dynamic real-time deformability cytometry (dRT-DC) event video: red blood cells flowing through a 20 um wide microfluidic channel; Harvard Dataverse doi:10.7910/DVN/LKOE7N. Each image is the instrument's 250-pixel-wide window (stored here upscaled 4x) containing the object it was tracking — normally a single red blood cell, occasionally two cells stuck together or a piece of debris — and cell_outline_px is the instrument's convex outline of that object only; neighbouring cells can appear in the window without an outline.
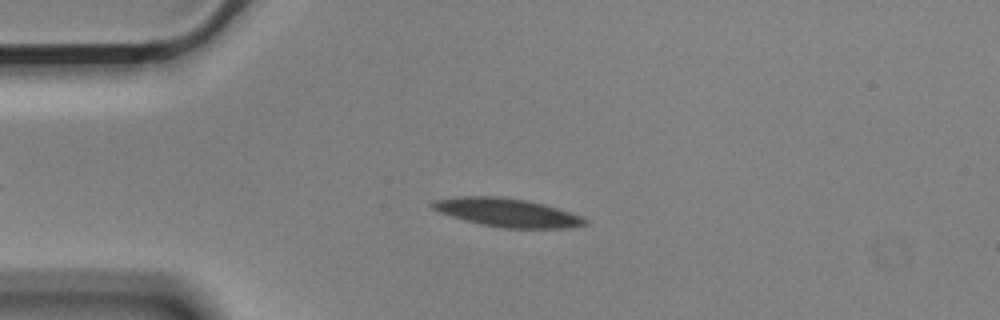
{"species": "Egyptian fruit bat (a non-hibernating species)", "species_latin": "Rousettus aegyptiacus", "temperature_condition": "cold", "stored_images_in_passage": 46, "camera_frame_rate_fps": 3000, "um_per_image_px": 0.085, "animal": {"sex": "male"}, "frame": {"image": 1, "passage_image": 13, "time_ms": 4.0, "image_size_px": [1000, 320], "cell_outline_px": [[588, 224], [568, 228], [504, 228], [480, 224], [452, 216], [440, 212], [432, 208], [428, 204], [432, 200], [460, 196], [500, 196], [528, 200], [544, 204], [580, 216], [588, 220]], "centroid_in_image_um": [43.08, 18.06], "position_along_channel_um": 41.9, "area_um2": 25.26}}
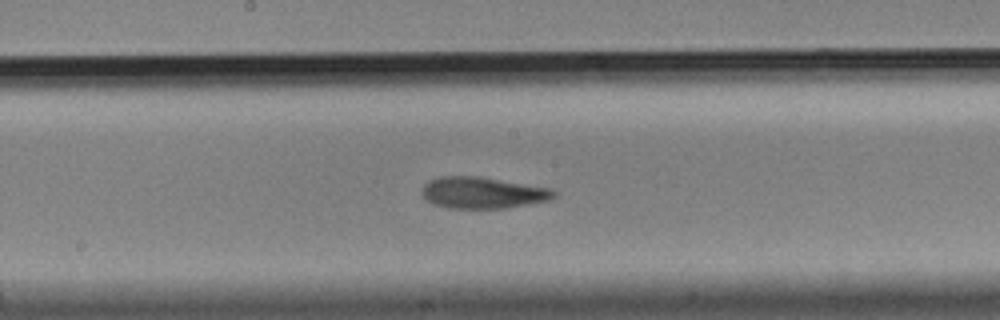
{"frame": {"image": 2, "passage_image": 29, "time_ms": 9.333, "image_size_px": [1000, 320], "cell_outline_px": [[556, 196], [548, 200], [528, 204], [504, 208], [448, 208], [432, 204], [420, 192], [424, 184], [428, 180], [440, 176], [480, 176], [552, 188], [556, 192]], "centroid_in_image_um": [41.01, 16.37], "position_along_channel_um": 207.2, "area_um2": 24.33}}
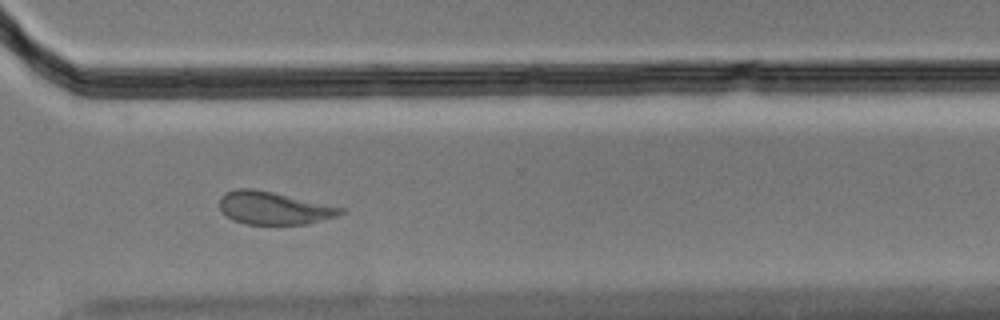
{"frame": {"image": 3, "passage_image": 41, "time_ms": 13.333, "image_size_px": [1000, 320], "cell_outline_px": [[344, 212], [336, 216], [308, 224], [244, 224], [232, 220], [220, 208], [220, 196], [224, 192], [236, 188], [252, 188], [272, 192], [344, 208]], "centroid_in_image_um": [23.23, 17.68], "position_along_channel_um": 347.4, "area_um2": 22.95}, "authors_computed_cell_mechanics": {"area_um2": 24.2182, "velocity_mm_per_s": 3.5089, "shape_relaxation_time_tau1_ms": 7.0876, "shape_relaxation_time_tau2_ms": 2.9392, "deformation_change_tau1": 0.1709, "deformation_change_tau2": 0.1043}}